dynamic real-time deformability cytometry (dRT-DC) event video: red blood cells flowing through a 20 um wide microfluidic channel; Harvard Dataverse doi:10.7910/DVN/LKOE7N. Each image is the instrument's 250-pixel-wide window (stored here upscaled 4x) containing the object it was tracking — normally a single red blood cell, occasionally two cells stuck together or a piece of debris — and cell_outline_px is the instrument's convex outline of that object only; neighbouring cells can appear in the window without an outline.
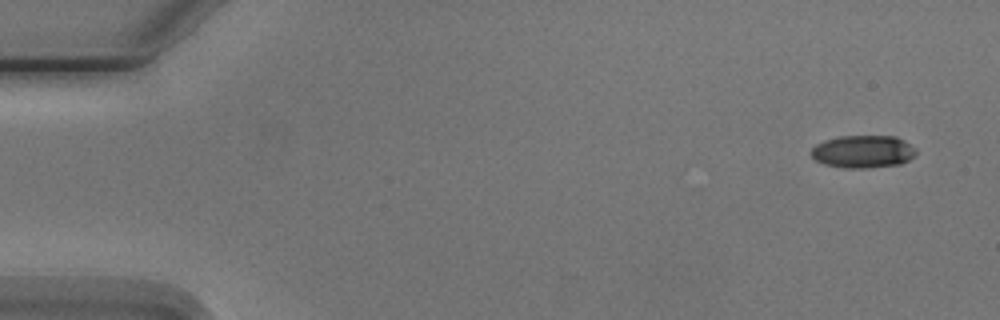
{"species": "Egyptian fruit bat (a non-hibernating species)", "species_latin": "Rousettus aegyptiacus", "temperature_condition": "cold", "stored_images_in_passage": 5, "camera_frame_rate_fps": 3000, "um_per_image_px": 0.085, "animal": {"sex": "male"}, "frame": {"image": 1, "passage_image": 1, "time_ms": 0.0, "image_size_px": [1000, 320], "cell_outline_px": [[916, 156], [900, 164], [868, 168], [844, 168], [824, 164], [816, 160], [808, 152], [816, 144], [824, 140], [840, 136], [896, 136], [904, 140], [916, 148]], "centroid_in_image_um": [73.36, 12.88], "position_along_channel_um": 11.6, "area_um2": 20.17}}
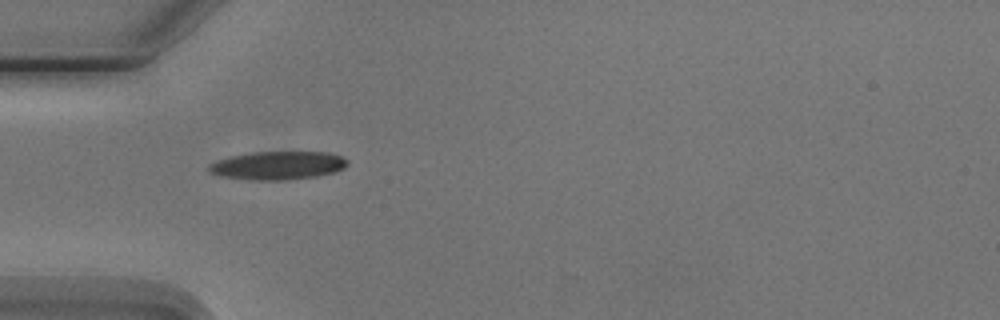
{"frame": {"image": 2, "passage_image": 4, "time_ms": 4.667, "image_size_px": [1000, 320], "cell_outline_px": [[348, 164], [344, 168], [336, 172], [316, 176], [284, 180], [252, 180], [220, 176], [208, 172], [208, 164], [216, 160], [232, 156], [256, 152], [328, 152], [340, 156], [348, 160]], "centroid_in_image_um": [23.6, 14.07], "position_along_channel_um": 61.4, "area_um2": 22.89}}
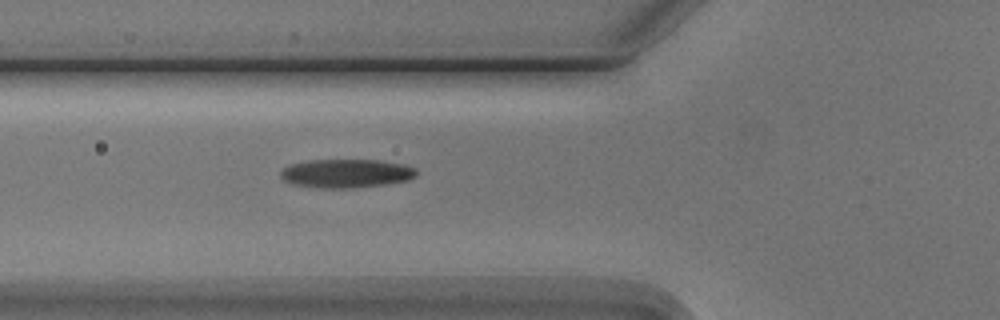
{"frame": {"image": 3, "passage_image": 5, "time_ms": 5.667, "image_size_px": [1000, 320], "cell_outline_px": [[416, 176], [408, 180], [384, 184], [352, 188], [320, 188], [292, 184], [284, 180], [280, 176], [280, 172], [284, 168], [292, 164], [308, 160], [380, 160], [404, 164], [416, 168]], "centroid_in_image_um": [29.43, 14.74], "position_along_channel_um": 96.4, "area_um2": 22.66}}